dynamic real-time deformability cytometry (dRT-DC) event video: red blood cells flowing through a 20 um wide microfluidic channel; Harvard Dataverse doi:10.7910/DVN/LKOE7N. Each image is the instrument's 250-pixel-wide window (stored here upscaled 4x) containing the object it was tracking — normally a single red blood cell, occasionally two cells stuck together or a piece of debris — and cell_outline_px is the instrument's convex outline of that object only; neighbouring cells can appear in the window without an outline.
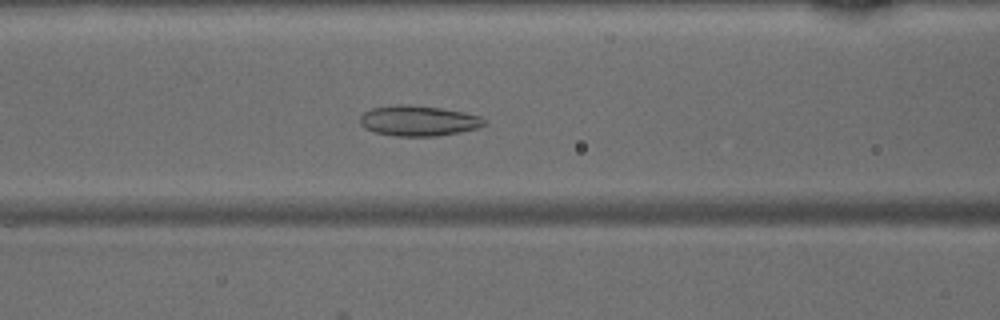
{"species": "common noctule bat (a hibernating species)", "species_latin": "Nyctalus noctula", "temperature_condition": "warm", "stored_images_in_passage": 48, "camera_frame_rate_fps": 3000, "um_per_image_px": 0.085, "animal": {"sex": "male", "body_mass_g": 15.6}, "frame": {"image": 1, "passage_image": 20, "time_ms": 6.333, "image_size_px": [1000, 320], "cell_outline_px": [[488, 124], [476, 128], [460, 132], [436, 136], [396, 136], [372, 132], [364, 128], [360, 124], [360, 116], [364, 112], [372, 108], [400, 104], [404, 104], [440, 108], [464, 112], [480, 116], [488, 120]], "centroid_in_image_um": [35.57, 10.27], "position_along_channel_um": 131.0, "area_um2": 22.14}}
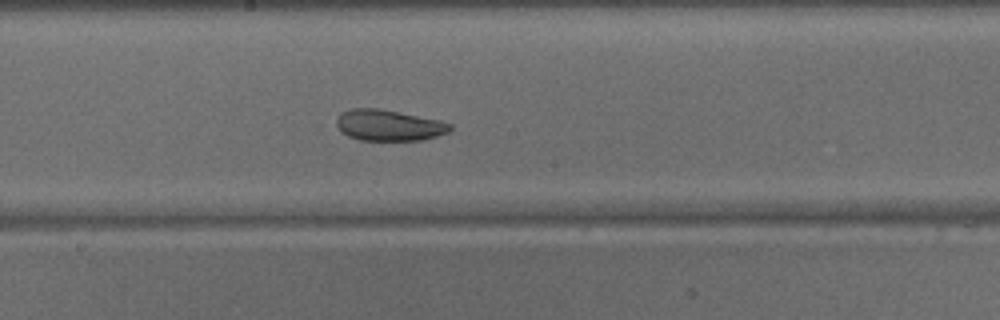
{"frame": {"image": 2, "passage_image": 26, "time_ms": 8.333, "image_size_px": [1000, 320], "cell_outline_px": [[452, 128], [448, 132], [436, 136], [420, 140], [360, 140], [348, 136], [332, 124], [340, 112], [352, 108], [376, 108], [440, 120], [452, 124]], "centroid_in_image_um": [32.98, 10.64], "position_along_channel_um": 215.2, "area_um2": 20.63}}
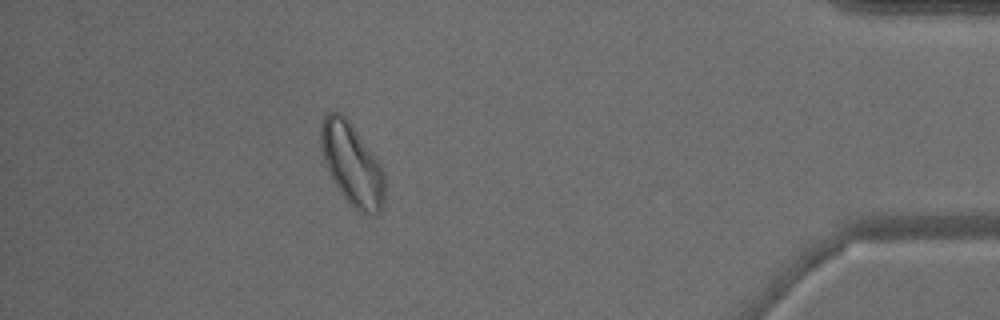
{"frame": {"image": 3, "passage_image": 43, "time_ms": 14.0, "image_size_px": [1000, 320], "cell_outline_px": [[384, 200], [380, 212], [376, 216], [372, 216], [360, 212], [340, 192], [332, 180], [328, 172], [324, 160], [320, 144], [320, 128], [324, 116], [328, 112], [340, 112], [348, 120], [380, 164], [384, 172]], "centroid_in_image_um": [29.91, 13.98], "position_along_channel_um": 405.3, "area_um2": 30.23}}